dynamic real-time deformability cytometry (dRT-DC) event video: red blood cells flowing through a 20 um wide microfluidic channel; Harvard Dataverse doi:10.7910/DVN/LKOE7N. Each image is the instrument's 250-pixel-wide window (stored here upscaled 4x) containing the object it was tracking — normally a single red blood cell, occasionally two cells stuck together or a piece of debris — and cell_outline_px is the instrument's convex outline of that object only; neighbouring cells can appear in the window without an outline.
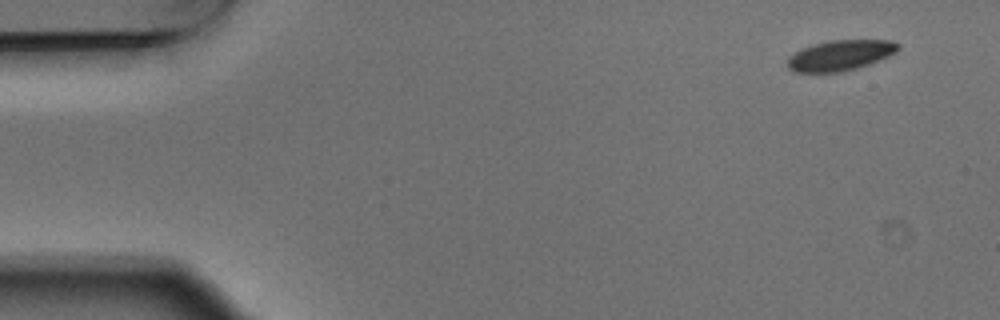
{"species": "Egyptian fruit bat (a non-hibernating species)", "species_latin": "Rousettus aegyptiacus", "temperature_condition": "warm", "stored_images_in_passage": 4, "camera_frame_rate_fps": 3000, "um_per_image_px": 0.085, "animal": {"sex": "male"}, "frame": {"image": 1, "passage_image": 1, "time_ms": 0.0, "image_size_px": [1000, 320], "cell_outline_px": [[900, 48], [896, 52], [888, 56], [868, 64], [856, 68], [840, 72], [792, 72], [788, 68], [788, 56], [812, 44], [828, 40], [892, 40], [900, 44]], "centroid_in_image_um": [71.42, 4.69], "position_along_channel_um": 13.6, "area_um2": 19.59}}
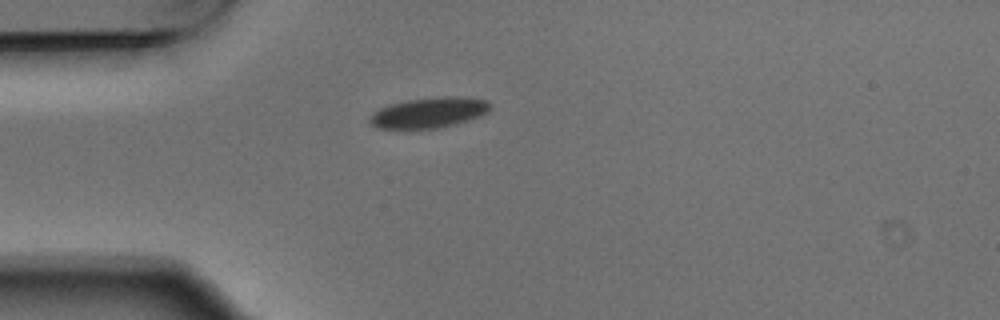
{"frame": {"image": 2, "passage_image": 4, "time_ms": 1.0, "image_size_px": [1000, 320], "cell_outline_px": [[492, 104], [484, 112], [476, 116], [452, 124], [436, 128], [376, 128], [368, 120], [372, 112], [380, 108], [392, 104], [408, 100], [444, 96], [468, 96], [488, 100]], "centroid_in_image_um": [36.43, 9.55], "position_along_channel_um": 48.6, "area_um2": 20.92}}